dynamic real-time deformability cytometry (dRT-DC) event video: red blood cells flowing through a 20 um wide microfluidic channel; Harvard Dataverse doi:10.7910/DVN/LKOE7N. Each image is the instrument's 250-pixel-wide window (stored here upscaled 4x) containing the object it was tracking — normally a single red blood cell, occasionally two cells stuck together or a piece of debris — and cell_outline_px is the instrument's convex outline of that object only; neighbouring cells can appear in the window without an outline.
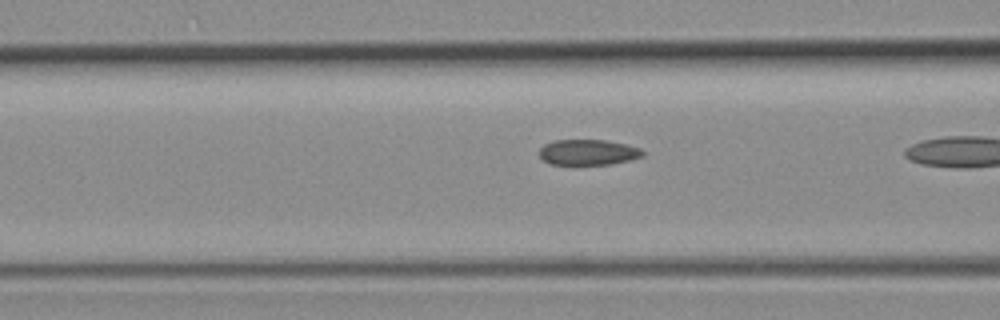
{"species": "common noctule bat (a hibernating species)", "species_latin": "Nyctalus noctula", "temperature_condition": "room temperature", "stored_images_in_passage": 13, "camera_frame_rate_fps": 3000, "um_per_image_px": 0.085, "animal": {"sex": "female", "body_mass_g": 19.3, "forearm_length_mm": 54.1}, "frame": {"image": 1, "passage_image": 11, "time_ms": 3.333, "image_size_px": [1000, 320], "cell_outline_px": [[644, 156], [612, 164], [548, 164], [540, 156], [540, 148], [544, 144], [556, 140], [604, 140], [624, 144], [640, 148], [644, 152]], "centroid_in_image_um": [49.98, 12.94], "position_along_channel_um": 116.6, "area_um2": 15.26}}